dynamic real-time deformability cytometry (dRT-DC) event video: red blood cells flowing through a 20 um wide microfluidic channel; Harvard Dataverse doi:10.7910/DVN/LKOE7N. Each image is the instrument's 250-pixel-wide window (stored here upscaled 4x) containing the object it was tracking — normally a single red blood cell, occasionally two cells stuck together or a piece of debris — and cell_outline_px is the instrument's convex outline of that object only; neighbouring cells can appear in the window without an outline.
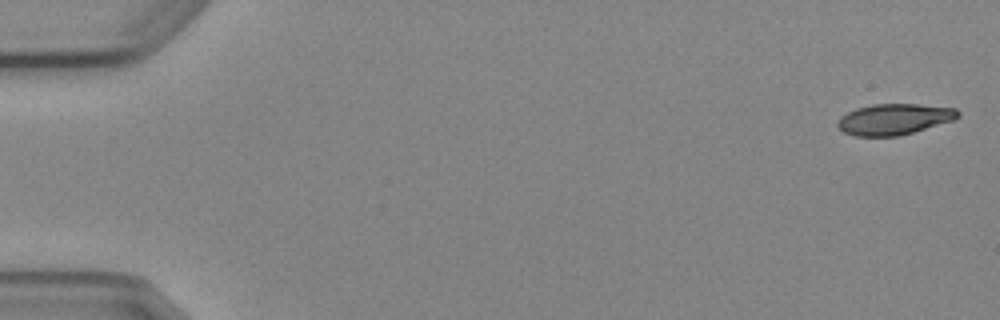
{"species": "Egyptian fruit bat (a non-hibernating species)", "species_latin": "Rousettus aegyptiacus", "temperature_condition": "cold", "stored_images_in_passage": 6, "camera_frame_rate_fps": 3000, "um_per_image_px": 0.085, "animal": {"sex": "female"}, "frame": {"image": 1, "passage_image": 1, "time_ms": 0.0, "image_size_px": [1000, 320], "cell_outline_px": [[960, 116], [956, 120], [900, 136], [852, 136], [844, 132], [836, 124], [840, 116], [856, 108], [872, 104], [916, 104], [956, 108], [960, 112]], "centroid_in_image_um": [76.03, 10.14], "position_along_channel_um": 9.0, "area_um2": 21.96}}
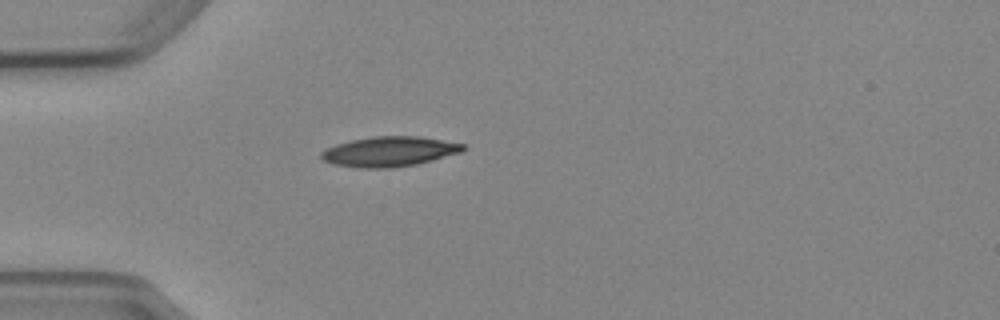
{"frame": {"image": 2, "passage_image": 5, "time_ms": 4.667, "image_size_px": [1000, 320], "cell_outline_px": [[464, 152], [416, 164], [392, 168], [360, 168], [332, 164], [324, 160], [320, 156], [320, 152], [336, 144], [352, 140], [372, 136], [420, 136], [464, 144]], "centroid_in_image_um": [33.1, 12.88], "position_along_channel_um": 51.9, "area_um2": 24.8}}